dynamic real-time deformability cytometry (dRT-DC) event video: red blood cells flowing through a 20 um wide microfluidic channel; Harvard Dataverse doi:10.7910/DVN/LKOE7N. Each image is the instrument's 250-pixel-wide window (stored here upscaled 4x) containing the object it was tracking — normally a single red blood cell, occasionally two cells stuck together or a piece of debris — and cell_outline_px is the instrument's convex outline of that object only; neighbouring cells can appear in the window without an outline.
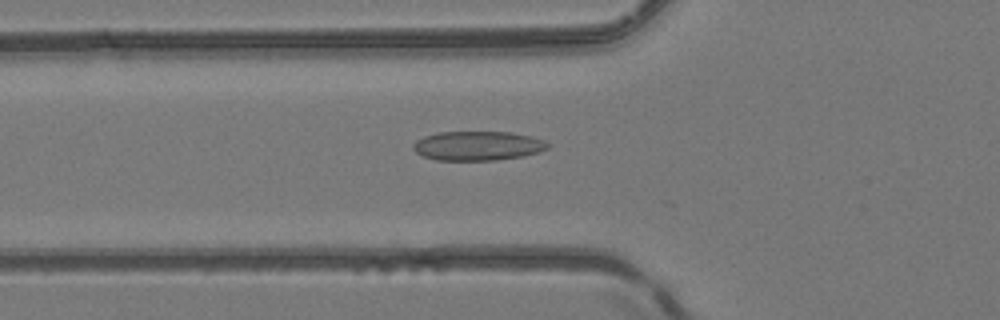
{"species": "common noctule bat (a hibernating species)", "species_latin": "Nyctalus noctula", "temperature_condition": "room temperature", "stored_images_in_passage": 31, "camera_frame_rate_fps": 3000, "um_per_image_px": 0.085, "animal": {"sex": "female", "body_mass_g": 24.6, "forearm_length_mm": 56.2}, "frame": {"image": 1, "passage_image": 19, "time_ms": 6.0, "image_size_px": [1000, 320], "cell_outline_px": [[548, 148], [540, 152], [524, 156], [496, 160], [436, 160], [424, 156], [416, 152], [412, 148], [412, 144], [416, 140], [424, 136], [440, 132], [512, 132], [532, 136], [544, 140], [548, 144]], "centroid_in_image_um": [40.62, 12.39], "position_along_channel_um": 85.2, "area_um2": 23.06}}
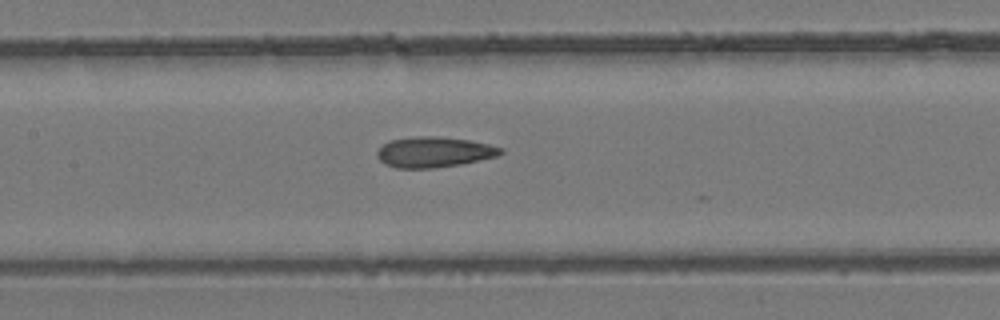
{"frame": {"image": 2, "passage_image": 25, "time_ms": 8.0, "image_size_px": [1000, 320], "cell_outline_px": [[504, 152], [496, 156], [460, 164], [432, 168], [396, 168], [384, 164], [376, 156], [376, 152], [384, 144], [392, 140], [416, 136], [436, 136], [468, 140], [488, 144], [504, 148]], "centroid_in_image_um": [36.88, 12.93], "position_along_channel_um": 170.5, "area_um2": 21.79}}
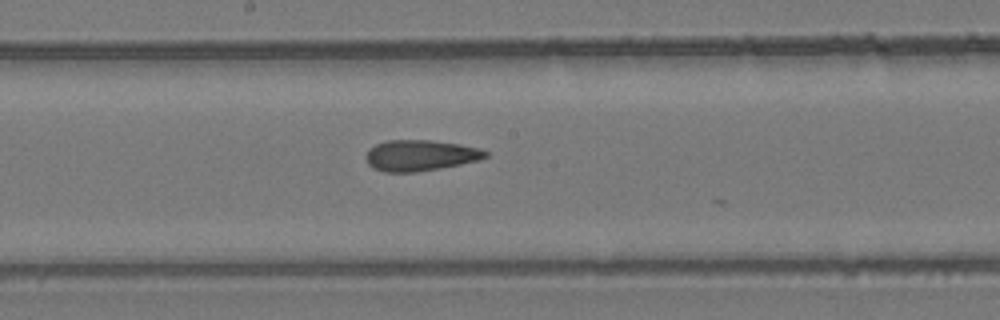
{"frame": {"image": 3, "passage_image": 28, "time_ms": 9.0, "image_size_px": [1000, 320], "cell_outline_px": [[488, 156], [480, 160], [460, 164], [416, 172], [384, 172], [372, 168], [368, 164], [364, 156], [368, 148], [376, 144], [388, 140], [428, 140], [460, 144], [480, 148], [488, 152]], "centroid_in_image_um": [35.69, 13.21], "position_along_channel_um": 212.5, "area_um2": 21.68}}